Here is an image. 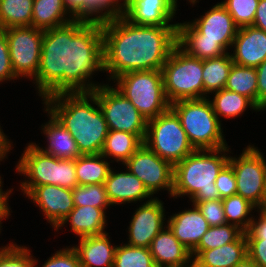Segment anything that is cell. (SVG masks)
Segmentation results:
<instances>
[{"label":"cell","instance_id":"6da1fadb","mask_svg":"<svg viewBox=\"0 0 266 267\" xmlns=\"http://www.w3.org/2000/svg\"><path fill=\"white\" fill-rule=\"evenodd\" d=\"M96 71L104 72L102 22L75 19L44 30L33 79L42 99L58 93L92 92L105 85L90 81Z\"/></svg>","mask_w":266,"mask_h":267},{"label":"cell","instance_id":"7a4b0ae2","mask_svg":"<svg viewBox=\"0 0 266 267\" xmlns=\"http://www.w3.org/2000/svg\"><path fill=\"white\" fill-rule=\"evenodd\" d=\"M102 33L109 81L128 72L162 70L177 45V26L134 25L124 16L102 21Z\"/></svg>","mask_w":266,"mask_h":267},{"label":"cell","instance_id":"3957f363","mask_svg":"<svg viewBox=\"0 0 266 267\" xmlns=\"http://www.w3.org/2000/svg\"><path fill=\"white\" fill-rule=\"evenodd\" d=\"M42 101L43 110L75 138L81 155L101 153L109 129L92 92L58 93Z\"/></svg>","mask_w":266,"mask_h":267},{"label":"cell","instance_id":"277c9868","mask_svg":"<svg viewBox=\"0 0 266 267\" xmlns=\"http://www.w3.org/2000/svg\"><path fill=\"white\" fill-rule=\"evenodd\" d=\"M238 27L222 3L215 4L200 18L177 25V45L198 59L216 58L228 53Z\"/></svg>","mask_w":266,"mask_h":267},{"label":"cell","instance_id":"5b68a950","mask_svg":"<svg viewBox=\"0 0 266 267\" xmlns=\"http://www.w3.org/2000/svg\"><path fill=\"white\" fill-rule=\"evenodd\" d=\"M230 149L195 150L175 164L171 197L187 195L192 203L220 199L215 181L229 162Z\"/></svg>","mask_w":266,"mask_h":267},{"label":"cell","instance_id":"8992f818","mask_svg":"<svg viewBox=\"0 0 266 267\" xmlns=\"http://www.w3.org/2000/svg\"><path fill=\"white\" fill-rule=\"evenodd\" d=\"M16 172L26 177L20 182L23 195L36 186L49 184L73 190L78 185L75 159H58L42 152L33 142L25 147L16 164Z\"/></svg>","mask_w":266,"mask_h":267},{"label":"cell","instance_id":"52a82bcc","mask_svg":"<svg viewBox=\"0 0 266 267\" xmlns=\"http://www.w3.org/2000/svg\"><path fill=\"white\" fill-rule=\"evenodd\" d=\"M195 150L228 147L222 123L214 113L210 98L179 100L170 104Z\"/></svg>","mask_w":266,"mask_h":267},{"label":"cell","instance_id":"ba28073f","mask_svg":"<svg viewBox=\"0 0 266 267\" xmlns=\"http://www.w3.org/2000/svg\"><path fill=\"white\" fill-rule=\"evenodd\" d=\"M118 89L148 120L170 108L165 92L162 70H144L124 73L114 80Z\"/></svg>","mask_w":266,"mask_h":267},{"label":"cell","instance_id":"9c48e42d","mask_svg":"<svg viewBox=\"0 0 266 267\" xmlns=\"http://www.w3.org/2000/svg\"><path fill=\"white\" fill-rule=\"evenodd\" d=\"M203 60L188 55L178 45L162 68L164 92L170 104L179 100L203 99Z\"/></svg>","mask_w":266,"mask_h":267},{"label":"cell","instance_id":"30bf717a","mask_svg":"<svg viewBox=\"0 0 266 267\" xmlns=\"http://www.w3.org/2000/svg\"><path fill=\"white\" fill-rule=\"evenodd\" d=\"M143 143L173 166L195 151L179 117L171 108L148 120Z\"/></svg>","mask_w":266,"mask_h":267},{"label":"cell","instance_id":"8fae6325","mask_svg":"<svg viewBox=\"0 0 266 267\" xmlns=\"http://www.w3.org/2000/svg\"><path fill=\"white\" fill-rule=\"evenodd\" d=\"M92 93L97 97L109 130L136 134L144 142L148 121L129 99L106 83Z\"/></svg>","mask_w":266,"mask_h":267},{"label":"cell","instance_id":"7c38bea8","mask_svg":"<svg viewBox=\"0 0 266 267\" xmlns=\"http://www.w3.org/2000/svg\"><path fill=\"white\" fill-rule=\"evenodd\" d=\"M8 41L15 76L34 79L41 57L44 30L35 27H11L2 30Z\"/></svg>","mask_w":266,"mask_h":267},{"label":"cell","instance_id":"4fadbf2b","mask_svg":"<svg viewBox=\"0 0 266 267\" xmlns=\"http://www.w3.org/2000/svg\"><path fill=\"white\" fill-rule=\"evenodd\" d=\"M258 147L248 145L239 157L229 154L228 164L236 178V194L258 207L261 204L266 181V160Z\"/></svg>","mask_w":266,"mask_h":267},{"label":"cell","instance_id":"5bb4252c","mask_svg":"<svg viewBox=\"0 0 266 267\" xmlns=\"http://www.w3.org/2000/svg\"><path fill=\"white\" fill-rule=\"evenodd\" d=\"M123 165L144 183L152 196L163 189L172 196L174 166L144 143Z\"/></svg>","mask_w":266,"mask_h":267},{"label":"cell","instance_id":"9a60e30c","mask_svg":"<svg viewBox=\"0 0 266 267\" xmlns=\"http://www.w3.org/2000/svg\"><path fill=\"white\" fill-rule=\"evenodd\" d=\"M164 202L154 197L135 210L128 228V245L149 248L152 240L167 226ZM165 224V225H164Z\"/></svg>","mask_w":266,"mask_h":267},{"label":"cell","instance_id":"2e32d148","mask_svg":"<svg viewBox=\"0 0 266 267\" xmlns=\"http://www.w3.org/2000/svg\"><path fill=\"white\" fill-rule=\"evenodd\" d=\"M25 197L42 210L54 229L75 207L72 190L58 185L36 186Z\"/></svg>","mask_w":266,"mask_h":267},{"label":"cell","instance_id":"e0dca14e","mask_svg":"<svg viewBox=\"0 0 266 267\" xmlns=\"http://www.w3.org/2000/svg\"><path fill=\"white\" fill-rule=\"evenodd\" d=\"M177 10L172 0H126L124 17L134 25L177 26L170 24Z\"/></svg>","mask_w":266,"mask_h":267},{"label":"cell","instance_id":"ac0fdd59","mask_svg":"<svg viewBox=\"0 0 266 267\" xmlns=\"http://www.w3.org/2000/svg\"><path fill=\"white\" fill-rule=\"evenodd\" d=\"M230 52L234 64L257 68L266 60V32L253 26L238 28Z\"/></svg>","mask_w":266,"mask_h":267},{"label":"cell","instance_id":"d6986e66","mask_svg":"<svg viewBox=\"0 0 266 267\" xmlns=\"http://www.w3.org/2000/svg\"><path fill=\"white\" fill-rule=\"evenodd\" d=\"M105 188L108 200L112 206L137 203V201L142 202L144 199L145 202H148L153 199L144 183L127 169L124 172H115L111 168L105 180Z\"/></svg>","mask_w":266,"mask_h":267},{"label":"cell","instance_id":"ffe728a7","mask_svg":"<svg viewBox=\"0 0 266 267\" xmlns=\"http://www.w3.org/2000/svg\"><path fill=\"white\" fill-rule=\"evenodd\" d=\"M185 209L168 218L167 225L178 241L192 252L210 227L198 207Z\"/></svg>","mask_w":266,"mask_h":267},{"label":"cell","instance_id":"44dd1931","mask_svg":"<svg viewBox=\"0 0 266 267\" xmlns=\"http://www.w3.org/2000/svg\"><path fill=\"white\" fill-rule=\"evenodd\" d=\"M149 249L156 267H187L192 259L190 250L178 241L168 225L152 240Z\"/></svg>","mask_w":266,"mask_h":267},{"label":"cell","instance_id":"7402d4cb","mask_svg":"<svg viewBox=\"0 0 266 267\" xmlns=\"http://www.w3.org/2000/svg\"><path fill=\"white\" fill-rule=\"evenodd\" d=\"M73 246L81 267H113L117 245H112L109 233L79 238Z\"/></svg>","mask_w":266,"mask_h":267},{"label":"cell","instance_id":"603a6c76","mask_svg":"<svg viewBox=\"0 0 266 267\" xmlns=\"http://www.w3.org/2000/svg\"><path fill=\"white\" fill-rule=\"evenodd\" d=\"M106 209L75 206L54 230L58 231L64 224L70 222V230L79 238L104 234L107 226Z\"/></svg>","mask_w":266,"mask_h":267},{"label":"cell","instance_id":"cb8c5ba5","mask_svg":"<svg viewBox=\"0 0 266 267\" xmlns=\"http://www.w3.org/2000/svg\"><path fill=\"white\" fill-rule=\"evenodd\" d=\"M49 120L41 125L48 142L46 148L34 143L42 152L55 156L58 159H76L81 154L77 148L75 138L50 113Z\"/></svg>","mask_w":266,"mask_h":267},{"label":"cell","instance_id":"d4e9b609","mask_svg":"<svg viewBox=\"0 0 266 267\" xmlns=\"http://www.w3.org/2000/svg\"><path fill=\"white\" fill-rule=\"evenodd\" d=\"M75 19L76 17L63 0H34L32 27L42 30L57 28L69 24Z\"/></svg>","mask_w":266,"mask_h":267},{"label":"cell","instance_id":"484cf974","mask_svg":"<svg viewBox=\"0 0 266 267\" xmlns=\"http://www.w3.org/2000/svg\"><path fill=\"white\" fill-rule=\"evenodd\" d=\"M247 256V240L243 233L236 241L203 250L194 259L205 267H234Z\"/></svg>","mask_w":266,"mask_h":267},{"label":"cell","instance_id":"4316f807","mask_svg":"<svg viewBox=\"0 0 266 267\" xmlns=\"http://www.w3.org/2000/svg\"><path fill=\"white\" fill-rule=\"evenodd\" d=\"M107 158L100 154L80 155L75 159V173L78 185L105 184L111 170Z\"/></svg>","mask_w":266,"mask_h":267},{"label":"cell","instance_id":"83f0119b","mask_svg":"<svg viewBox=\"0 0 266 267\" xmlns=\"http://www.w3.org/2000/svg\"><path fill=\"white\" fill-rule=\"evenodd\" d=\"M143 144V141L133 133L109 130L101 154L123 165Z\"/></svg>","mask_w":266,"mask_h":267},{"label":"cell","instance_id":"f1b7e54d","mask_svg":"<svg viewBox=\"0 0 266 267\" xmlns=\"http://www.w3.org/2000/svg\"><path fill=\"white\" fill-rule=\"evenodd\" d=\"M233 63L230 52L216 58L203 60L204 98H208L210 93L224 89Z\"/></svg>","mask_w":266,"mask_h":267},{"label":"cell","instance_id":"f546056e","mask_svg":"<svg viewBox=\"0 0 266 267\" xmlns=\"http://www.w3.org/2000/svg\"><path fill=\"white\" fill-rule=\"evenodd\" d=\"M215 93V94H214ZM213 100L210 102L213 106L214 113L221 122V116L226 119L238 117L250 108L251 110L261 111L249 98L241 94L221 89L213 92Z\"/></svg>","mask_w":266,"mask_h":267},{"label":"cell","instance_id":"4dcf8cb0","mask_svg":"<svg viewBox=\"0 0 266 267\" xmlns=\"http://www.w3.org/2000/svg\"><path fill=\"white\" fill-rule=\"evenodd\" d=\"M34 0H0V30L32 27Z\"/></svg>","mask_w":266,"mask_h":267},{"label":"cell","instance_id":"1f68e13d","mask_svg":"<svg viewBox=\"0 0 266 267\" xmlns=\"http://www.w3.org/2000/svg\"><path fill=\"white\" fill-rule=\"evenodd\" d=\"M224 89L246 96L257 106L256 69L233 63Z\"/></svg>","mask_w":266,"mask_h":267},{"label":"cell","instance_id":"d6a6232c","mask_svg":"<svg viewBox=\"0 0 266 267\" xmlns=\"http://www.w3.org/2000/svg\"><path fill=\"white\" fill-rule=\"evenodd\" d=\"M222 203L227 223L237 226L245 233L253 218V215L250 213L253 212L252 210L257 209V207L238 194L222 199Z\"/></svg>","mask_w":266,"mask_h":267},{"label":"cell","instance_id":"836d02e7","mask_svg":"<svg viewBox=\"0 0 266 267\" xmlns=\"http://www.w3.org/2000/svg\"><path fill=\"white\" fill-rule=\"evenodd\" d=\"M244 232L232 224H223L209 227L202 236L198 246L191 252L195 258L201 251L221 247L225 244L236 241Z\"/></svg>","mask_w":266,"mask_h":267},{"label":"cell","instance_id":"e575fe53","mask_svg":"<svg viewBox=\"0 0 266 267\" xmlns=\"http://www.w3.org/2000/svg\"><path fill=\"white\" fill-rule=\"evenodd\" d=\"M125 5L126 0H87V6L76 16V19L102 22L119 18L124 16Z\"/></svg>","mask_w":266,"mask_h":267},{"label":"cell","instance_id":"d590c367","mask_svg":"<svg viewBox=\"0 0 266 267\" xmlns=\"http://www.w3.org/2000/svg\"><path fill=\"white\" fill-rule=\"evenodd\" d=\"M113 267H156L150 249L128 244L117 245Z\"/></svg>","mask_w":266,"mask_h":267},{"label":"cell","instance_id":"8d00e7d4","mask_svg":"<svg viewBox=\"0 0 266 267\" xmlns=\"http://www.w3.org/2000/svg\"><path fill=\"white\" fill-rule=\"evenodd\" d=\"M74 206H93L107 208L112 206L108 200L105 184L77 185L73 190Z\"/></svg>","mask_w":266,"mask_h":267},{"label":"cell","instance_id":"74e56055","mask_svg":"<svg viewBox=\"0 0 266 267\" xmlns=\"http://www.w3.org/2000/svg\"><path fill=\"white\" fill-rule=\"evenodd\" d=\"M32 251L26 246L9 243L0 247V267H36L38 259H34Z\"/></svg>","mask_w":266,"mask_h":267},{"label":"cell","instance_id":"f35d334b","mask_svg":"<svg viewBox=\"0 0 266 267\" xmlns=\"http://www.w3.org/2000/svg\"><path fill=\"white\" fill-rule=\"evenodd\" d=\"M238 28L252 26L259 0H225L221 2Z\"/></svg>","mask_w":266,"mask_h":267},{"label":"cell","instance_id":"ab89813d","mask_svg":"<svg viewBox=\"0 0 266 267\" xmlns=\"http://www.w3.org/2000/svg\"><path fill=\"white\" fill-rule=\"evenodd\" d=\"M192 204L198 207L210 227H215L227 223L222 199H215Z\"/></svg>","mask_w":266,"mask_h":267},{"label":"cell","instance_id":"60d3db41","mask_svg":"<svg viewBox=\"0 0 266 267\" xmlns=\"http://www.w3.org/2000/svg\"><path fill=\"white\" fill-rule=\"evenodd\" d=\"M69 247L56 251L42 267H81L77 252L73 247Z\"/></svg>","mask_w":266,"mask_h":267},{"label":"cell","instance_id":"b9f144b4","mask_svg":"<svg viewBox=\"0 0 266 267\" xmlns=\"http://www.w3.org/2000/svg\"><path fill=\"white\" fill-rule=\"evenodd\" d=\"M215 186L220 199L236 194V178L232 167L227 164L216 178Z\"/></svg>","mask_w":266,"mask_h":267},{"label":"cell","instance_id":"7bdbcfd3","mask_svg":"<svg viewBox=\"0 0 266 267\" xmlns=\"http://www.w3.org/2000/svg\"><path fill=\"white\" fill-rule=\"evenodd\" d=\"M18 79L12 68L8 41L5 33L0 30V83Z\"/></svg>","mask_w":266,"mask_h":267},{"label":"cell","instance_id":"ee69618b","mask_svg":"<svg viewBox=\"0 0 266 267\" xmlns=\"http://www.w3.org/2000/svg\"><path fill=\"white\" fill-rule=\"evenodd\" d=\"M248 257L258 267H266V239H246Z\"/></svg>","mask_w":266,"mask_h":267},{"label":"cell","instance_id":"f6af8a7d","mask_svg":"<svg viewBox=\"0 0 266 267\" xmlns=\"http://www.w3.org/2000/svg\"><path fill=\"white\" fill-rule=\"evenodd\" d=\"M258 211L259 217L252 218L248 230L245 232L246 239H266V212Z\"/></svg>","mask_w":266,"mask_h":267},{"label":"cell","instance_id":"bcb514c9","mask_svg":"<svg viewBox=\"0 0 266 267\" xmlns=\"http://www.w3.org/2000/svg\"><path fill=\"white\" fill-rule=\"evenodd\" d=\"M255 69L257 72V107L263 111L266 107V60Z\"/></svg>","mask_w":266,"mask_h":267},{"label":"cell","instance_id":"7dc6e473","mask_svg":"<svg viewBox=\"0 0 266 267\" xmlns=\"http://www.w3.org/2000/svg\"><path fill=\"white\" fill-rule=\"evenodd\" d=\"M252 26L266 32V0H259Z\"/></svg>","mask_w":266,"mask_h":267},{"label":"cell","instance_id":"c3c4849f","mask_svg":"<svg viewBox=\"0 0 266 267\" xmlns=\"http://www.w3.org/2000/svg\"><path fill=\"white\" fill-rule=\"evenodd\" d=\"M1 128L0 125V161L8 157L7 154L12 150L11 148L13 145V142L8 139V136L4 134L3 129Z\"/></svg>","mask_w":266,"mask_h":267},{"label":"cell","instance_id":"681fc988","mask_svg":"<svg viewBox=\"0 0 266 267\" xmlns=\"http://www.w3.org/2000/svg\"><path fill=\"white\" fill-rule=\"evenodd\" d=\"M63 2L75 17L87 6V0H63Z\"/></svg>","mask_w":266,"mask_h":267},{"label":"cell","instance_id":"f907efd6","mask_svg":"<svg viewBox=\"0 0 266 267\" xmlns=\"http://www.w3.org/2000/svg\"><path fill=\"white\" fill-rule=\"evenodd\" d=\"M2 177L0 176V212H10L11 208L10 206L8 205V198H9V195L12 193L13 191V188H11V190L7 189V191H3V182H2Z\"/></svg>","mask_w":266,"mask_h":267},{"label":"cell","instance_id":"816d5d0a","mask_svg":"<svg viewBox=\"0 0 266 267\" xmlns=\"http://www.w3.org/2000/svg\"><path fill=\"white\" fill-rule=\"evenodd\" d=\"M234 267H258L252 259H250L248 256L236 264Z\"/></svg>","mask_w":266,"mask_h":267},{"label":"cell","instance_id":"f5cc1de1","mask_svg":"<svg viewBox=\"0 0 266 267\" xmlns=\"http://www.w3.org/2000/svg\"><path fill=\"white\" fill-rule=\"evenodd\" d=\"M257 210L266 212V181H265L264 195H263L261 204L257 207Z\"/></svg>","mask_w":266,"mask_h":267},{"label":"cell","instance_id":"db71d44e","mask_svg":"<svg viewBox=\"0 0 266 267\" xmlns=\"http://www.w3.org/2000/svg\"><path fill=\"white\" fill-rule=\"evenodd\" d=\"M9 215H11L10 212H0V233H1V230H2L1 229L2 228V226H1L2 222L1 221L4 220V219L6 220L7 218H9Z\"/></svg>","mask_w":266,"mask_h":267},{"label":"cell","instance_id":"11a10c76","mask_svg":"<svg viewBox=\"0 0 266 267\" xmlns=\"http://www.w3.org/2000/svg\"><path fill=\"white\" fill-rule=\"evenodd\" d=\"M187 267H205V266L201 265L194 258H192Z\"/></svg>","mask_w":266,"mask_h":267},{"label":"cell","instance_id":"9f6ffc18","mask_svg":"<svg viewBox=\"0 0 266 267\" xmlns=\"http://www.w3.org/2000/svg\"><path fill=\"white\" fill-rule=\"evenodd\" d=\"M177 1H178V0H172L173 5L175 6L176 9H177V6H178ZM188 1L192 4V6H193L194 4H196L197 2H199V0H198V1H197V0H188Z\"/></svg>","mask_w":266,"mask_h":267}]
</instances>
